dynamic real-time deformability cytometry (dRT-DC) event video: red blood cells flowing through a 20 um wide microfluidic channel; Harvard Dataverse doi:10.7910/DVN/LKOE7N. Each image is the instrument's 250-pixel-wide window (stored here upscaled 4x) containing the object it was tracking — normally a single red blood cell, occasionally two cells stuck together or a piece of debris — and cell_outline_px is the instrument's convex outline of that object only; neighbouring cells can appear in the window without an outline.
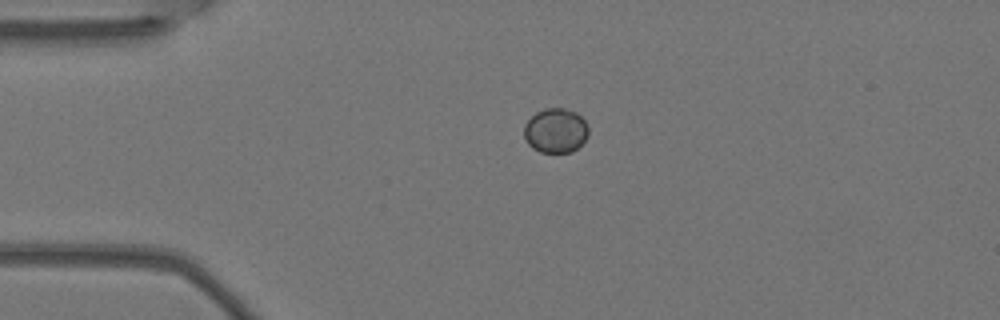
{"species": "Egyptian fruit bat (a non-hibernating species)", "species_latin": "Rousettus aegyptiacus", "temperature_condition": "warm", "stored_images_in_passage": 2, "camera_frame_rate_fps": 3000, "um_per_image_px": 0.085, "animal": {"sex": "female"}, "frame": {"image": 1, "passage_image": 1, "time_ms": 0.0, "image_size_px": [1000, 320], "cell_outline_px": [[588, 136], [572, 152], [540, 152], [532, 148], [528, 144], [524, 136], [524, 124], [536, 112], [544, 108], [564, 108], [576, 112], [584, 120], [588, 128]], "centroid_in_image_um": [47.21, 11.09], "position_along_channel_um": 37.8, "area_um2": 16.7}}